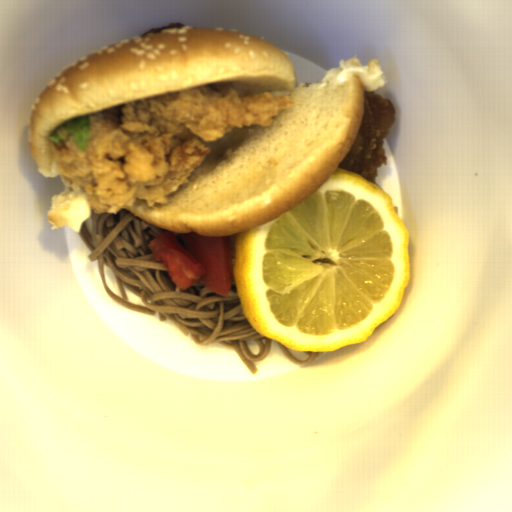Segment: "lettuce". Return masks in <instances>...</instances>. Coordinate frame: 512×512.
Returning a JSON list of instances; mask_svg holds the SVG:
<instances>
[{"instance_id": "lettuce-1", "label": "lettuce", "mask_w": 512, "mask_h": 512, "mask_svg": "<svg viewBox=\"0 0 512 512\" xmlns=\"http://www.w3.org/2000/svg\"><path fill=\"white\" fill-rule=\"evenodd\" d=\"M90 121L89 116L74 118L56 129L50 136L56 146H61L62 140H67L68 134H71L76 146L83 150L89 139Z\"/></svg>"}]
</instances>
